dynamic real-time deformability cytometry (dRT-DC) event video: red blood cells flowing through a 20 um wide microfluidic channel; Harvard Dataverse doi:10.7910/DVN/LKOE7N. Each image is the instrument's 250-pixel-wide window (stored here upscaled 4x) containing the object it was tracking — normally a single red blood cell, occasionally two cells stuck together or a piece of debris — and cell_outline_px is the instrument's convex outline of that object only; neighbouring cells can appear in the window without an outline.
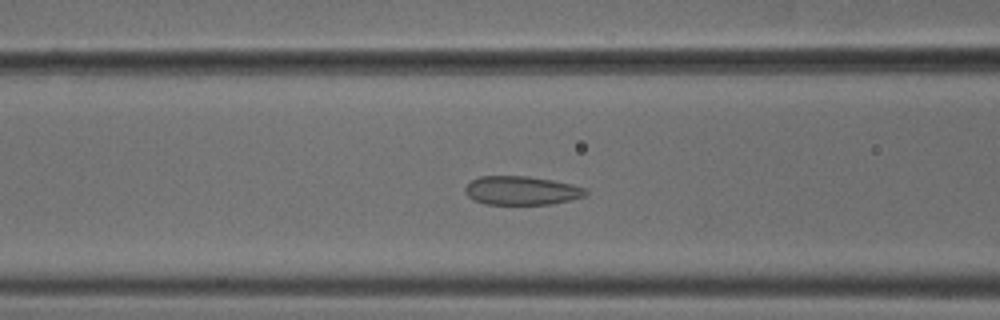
{"species": "common noctule bat (a hibernating species)", "species_latin": "Nyctalus noctula", "temperature_condition": "cold", "stored_images_in_passage": 41, "camera_frame_rate_fps": 3000, "um_per_image_px": 0.085, "animal": {"sex": "male", "body_mass_g": 18.8}, "frame": {"image": 1, "passage_image": 9, "time_ms": 2.667, "image_size_px": [1000, 320], "cell_outline_px": [[588, 192], [584, 196], [572, 200], [552, 204], [484, 204], [468, 196], [464, 192], [464, 188], [472, 180], [480, 176], [528, 176], [552, 180], [572, 184], [588, 188]], "centroid_in_image_um": [44.36, 16.19], "position_along_channel_um": 122.2, "area_um2": 20.29}}
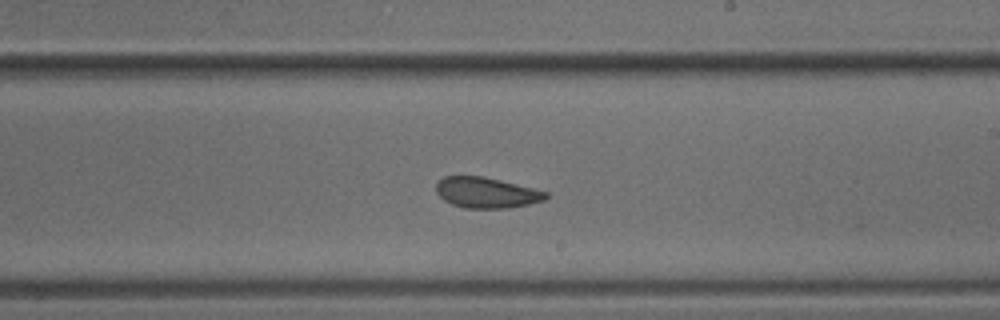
{"frame": {"image": 2, "passage_image": 19, "time_ms": 6.0, "image_size_px": [1000, 320], "cell_outline_px": [[548, 196], [544, 200], [528, 204], [508, 208], [464, 208], [452, 204], [444, 200], [436, 192], [436, 184], [444, 176], [484, 176], [548, 192]], "centroid_in_image_um": [41.33, 16.37], "position_along_channel_um": 247.7, "area_um2": 19.48}}
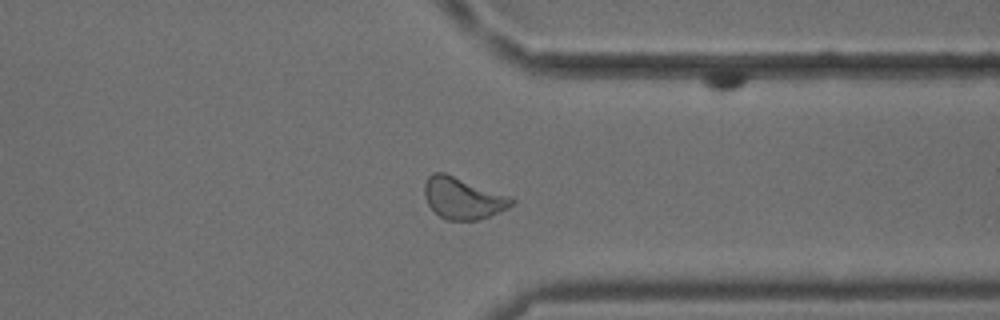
{"frame": {"image": 3, "passage_image": 29, "time_ms": 9.333, "image_size_px": [1000, 320], "cell_outline_px": [[516, 200], [508, 208], [488, 216], [476, 220], [448, 220], [440, 216], [428, 204], [424, 196], [424, 184], [428, 176], [432, 172], [444, 172], [512, 196]], "centroid_in_image_um": [39.35, 16.82], "position_along_channel_um": 372.1, "area_um2": 21.15}, "authors_computed_cell_mechanics": {"area_um2": 20.4612, "velocity_mm_per_s": 3.7631, "shape_relaxation_time_tau1_ms": 8.8003, "shape_relaxation_time_tau2_ms": 3.3619, "deformation_change_tau1": 0.1155, "deformation_change_tau2": 0.0744}}